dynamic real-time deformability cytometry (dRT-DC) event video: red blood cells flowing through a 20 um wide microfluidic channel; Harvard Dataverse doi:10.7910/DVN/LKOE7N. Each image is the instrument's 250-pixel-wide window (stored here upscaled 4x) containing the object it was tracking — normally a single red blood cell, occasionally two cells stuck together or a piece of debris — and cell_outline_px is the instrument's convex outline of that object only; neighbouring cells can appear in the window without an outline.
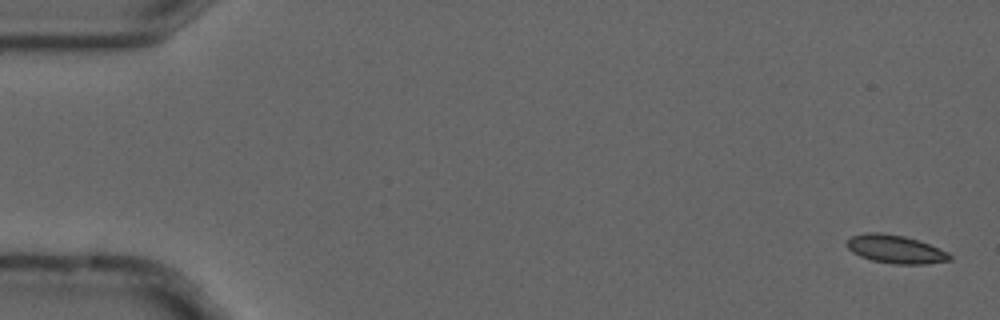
{"species": "common noctule bat (a hibernating species)", "species_latin": "Nyctalus noctula", "temperature_condition": "cold", "stored_images_in_passage": 4, "camera_frame_rate_fps": 3000, "um_per_image_px": 0.085, "animal": {"sex": "male", "forearm_length_mm": 52.5}, "frame": {"image": 1, "passage_image": 1, "time_ms": 0.0, "image_size_px": [1000, 320], "cell_outline_px": [[952, 260], [924, 264], [896, 264], [872, 260], [860, 256], [852, 252], [844, 244], [852, 236], [868, 232], [880, 232], [904, 236], [940, 248], [948, 252], [952, 256]], "centroid_in_image_um": [76.11, 21.18], "position_along_channel_um": 8.9, "area_um2": 16.88}}
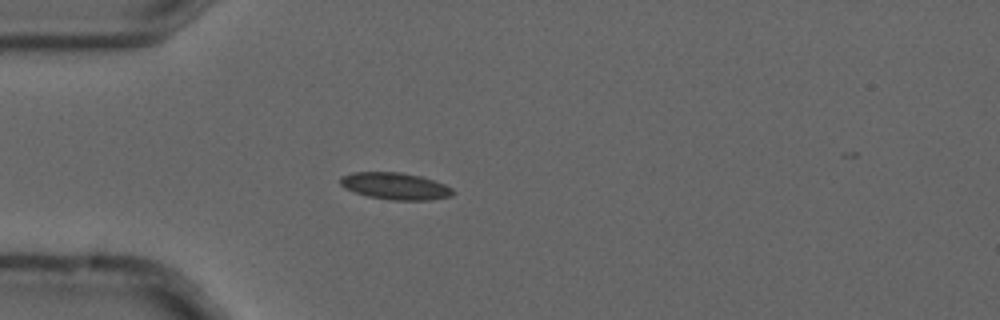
{"frame": {"image": 2, "passage_image": 4, "time_ms": 1.0, "image_size_px": [1000, 320], "cell_outline_px": [[456, 192], [452, 196], [428, 200], [392, 200], [368, 196], [344, 188], [340, 184], [340, 176], [352, 172], [400, 172], [420, 176], [444, 184], [452, 188]], "centroid_in_image_um": [33.59, 15.81], "position_along_channel_um": 51.4, "area_um2": 17.63}}